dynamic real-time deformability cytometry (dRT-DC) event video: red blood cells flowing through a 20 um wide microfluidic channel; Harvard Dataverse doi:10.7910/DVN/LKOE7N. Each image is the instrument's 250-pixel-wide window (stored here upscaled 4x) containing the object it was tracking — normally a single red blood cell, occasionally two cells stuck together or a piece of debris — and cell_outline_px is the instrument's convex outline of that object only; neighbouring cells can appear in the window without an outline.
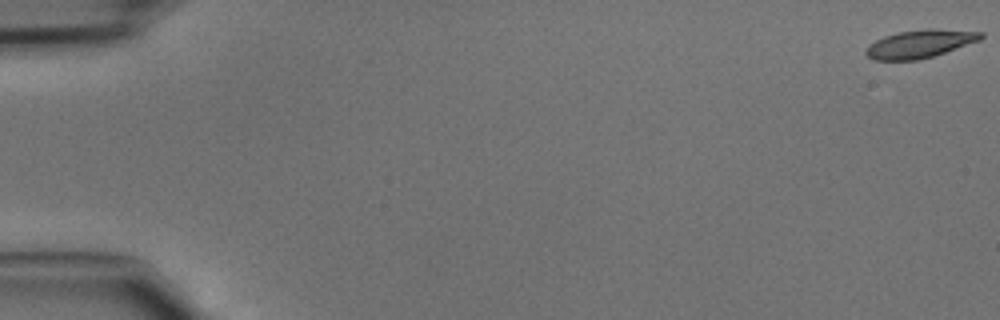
{"species": "common noctule bat (a hibernating species)", "species_latin": "Nyctalus noctula", "temperature_condition": "cold", "stored_images_in_passage": 47, "camera_frame_rate_fps": 3000, "um_per_image_px": 0.085, "animal": {"sex": "male", "body_mass_g": 15.6}, "frame": {"image": 1, "passage_image": 1, "time_ms": 0.0, "image_size_px": [1000, 320], "cell_outline_px": [[984, 36], [980, 40], [932, 56], [916, 60], [872, 60], [864, 52], [868, 44], [884, 36], [900, 32], [924, 28], [932, 28], [984, 32]], "centroid_in_image_um": [78.17, 3.71], "position_along_channel_um": 6.8, "area_um2": 18.73}}
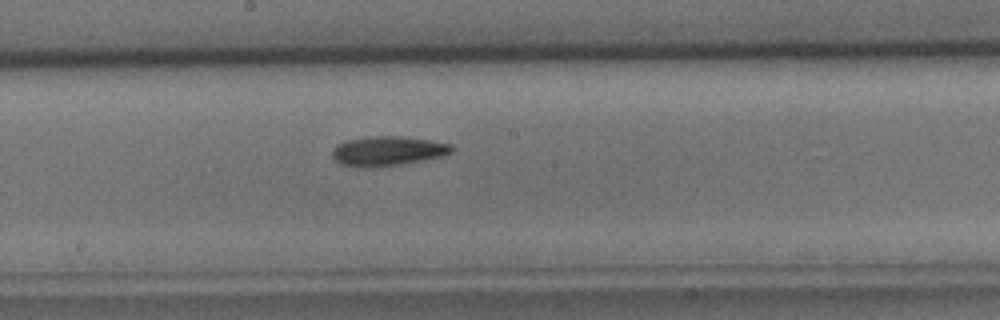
{"frame": {"image": 2, "passage_image": 26, "time_ms": 8.333, "image_size_px": [1000, 320], "cell_outline_px": [[456, 148], [452, 152], [440, 156], [424, 160], [400, 164], [372, 168], [356, 168], [340, 164], [332, 156], [332, 148], [348, 140], [368, 136], [400, 136], [428, 140], [452, 144]], "centroid_in_image_um": [32.94, 12.85], "position_along_channel_um": 215.3, "area_um2": 20.69}}
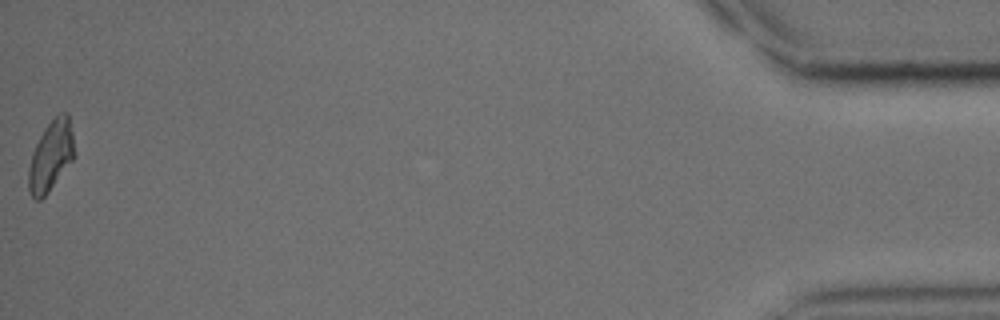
{"frame": {"image": 3, "passage_image": 47, "time_ms": 15.333, "image_size_px": [1000, 320], "cell_outline_px": [[76, 152], [72, 160], [48, 192], [40, 200], [36, 200], [28, 192], [28, 168], [32, 152], [44, 128], [60, 112], [68, 112]], "centroid_in_image_um": [4.32, 13.24], "position_along_channel_um": 430.9, "area_um2": 18.73}}